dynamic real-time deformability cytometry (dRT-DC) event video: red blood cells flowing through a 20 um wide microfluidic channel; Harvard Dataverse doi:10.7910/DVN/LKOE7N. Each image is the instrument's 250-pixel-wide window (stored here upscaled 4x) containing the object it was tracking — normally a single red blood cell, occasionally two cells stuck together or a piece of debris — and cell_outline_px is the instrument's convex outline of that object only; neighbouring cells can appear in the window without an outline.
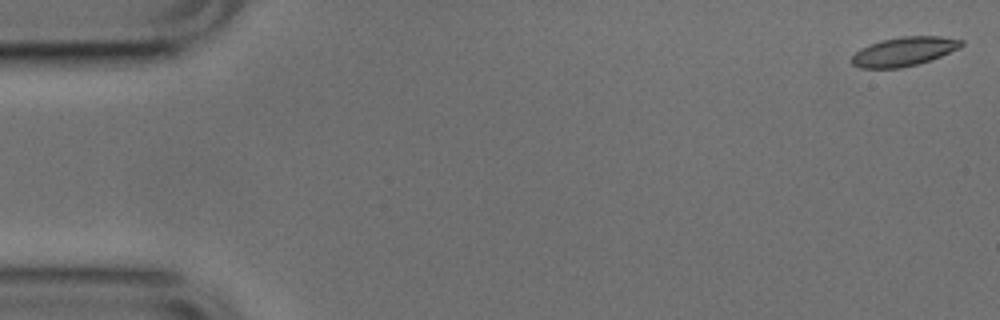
{"species": "common noctule bat (a hibernating species)", "species_latin": "Nyctalus noctula", "temperature_condition": "cold", "stored_images_in_passage": 52, "camera_frame_rate_fps": 3000, "um_per_image_px": 0.085, "animal": {"sex": "male", "body_mass_g": 17.9, "forearm_length_mm": 54.2}, "frame": {"image": 1, "passage_image": 1, "time_ms": 0.0, "image_size_px": [1000, 320], "cell_outline_px": [[964, 44], [960, 48], [940, 56], [916, 64], [900, 68], [860, 68], [852, 64], [852, 56], [860, 48], [880, 40], [904, 36], [940, 36], [964, 40]], "centroid_in_image_um": [76.84, 4.37], "position_along_channel_um": 8.2, "area_um2": 18.44}}
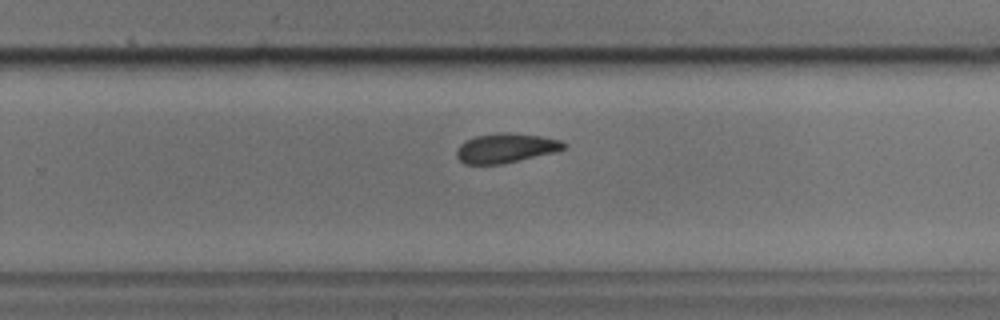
{"frame": {"image": 2, "passage_image": 33, "time_ms": 10.667, "image_size_px": [1000, 320], "cell_outline_px": [[568, 144], [564, 148], [552, 152], [500, 164], [464, 164], [456, 156], [456, 148], [460, 144], [476, 136], [504, 132], [508, 132], [540, 136], [560, 140]], "centroid_in_image_um": [42.95, 12.58], "position_along_channel_um": 286.8, "area_um2": 18.03}}
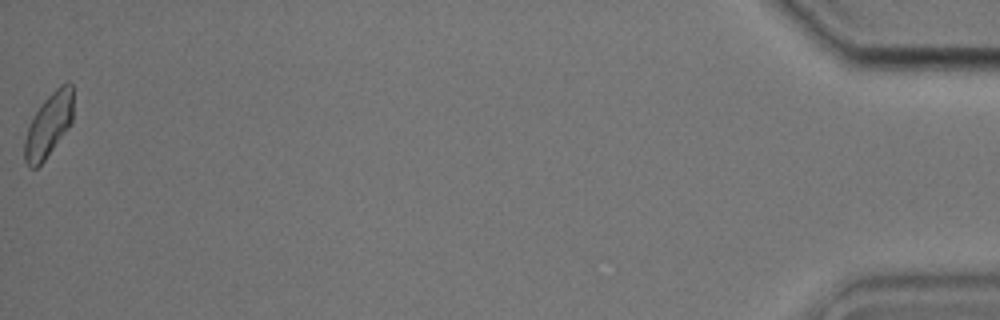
{"frame": {"image": 3, "passage_image": 52, "time_ms": 17.0, "image_size_px": [1000, 320], "cell_outline_px": [[72, 124], [44, 160], [36, 168], [28, 168], [24, 160], [24, 140], [28, 128], [36, 112], [44, 100], [60, 84], [68, 80], [72, 84]], "centroid_in_image_um": [4.14, 10.63], "position_along_channel_um": 431.1, "area_um2": 17.98}, "authors_computed_cell_mechanics": {"area_um2": 18.7561, "velocity_mm_per_s": 3.8222, "shape_relaxation_time_tau1_ms": 2.7734, "shape_relaxation_time_tau2_ms": 2.7208, "deformation_change_tau1": 0.0929, "deformation_change_tau2": 0.0783}}